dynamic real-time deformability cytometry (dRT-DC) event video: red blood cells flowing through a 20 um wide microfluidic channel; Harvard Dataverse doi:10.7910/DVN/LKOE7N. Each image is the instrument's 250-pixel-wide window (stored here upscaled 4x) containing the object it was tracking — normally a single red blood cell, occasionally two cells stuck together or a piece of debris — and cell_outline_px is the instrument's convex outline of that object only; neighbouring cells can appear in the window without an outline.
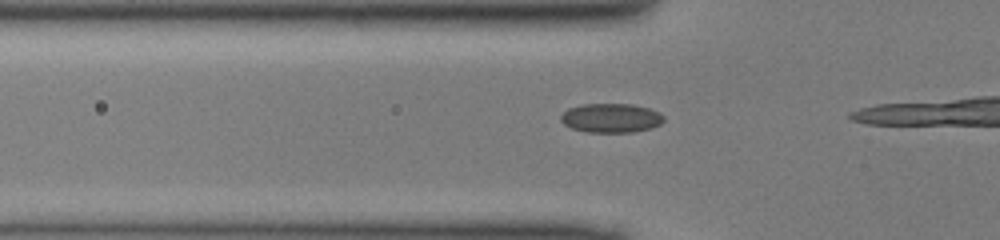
{"species": "common noctule bat (a hibernating species)", "species_latin": "Nyctalus noctula", "temperature_condition": "cold", "stored_images_in_passage": 17, "camera_frame_rate_fps": 3000, "um_per_image_px": 0.085, "animal": {"sex": "male", "body_mass_g": 13.0, "forearm_length_mm": 53.1}, "frame": {"image": 1, "passage_image": 12, "time_ms": 3.667, "image_size_px": [1000, 240], "cell_outline_px": [[664, 120], [660, 124], [652, 128], [632, 132], [588, 132], [572, 128], [564, 124], [560, 120], [560, 116], [568, 108], [580, 104], [632, 104], [648, 108], [660, 112], [664, 116]], "centroid_in_image_um": [51.94, 10.02], "position_along_channel_um": 73.9, "area_um2": 17.57}}
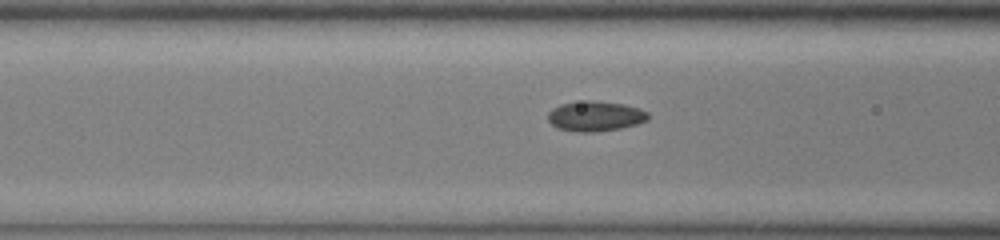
{"frame": {"image": 2, "passage_image": 15, "time_ms": 4.667, "image_size_px": [1000, 240], "cell_outline_px": [[648, 120], [636, 124], [620, 128], [596, 132], [576, 132], [556, 128], [548, 120], [548, 112], [552, 108], [560, 104], [588, 100], [592, 100], [624, 104], [640, 108], [648, 112]], "centroid_in_image_um": [50.59, 9.87], "position_along_channel_um": 116.0, "area_um2": 17.69}}